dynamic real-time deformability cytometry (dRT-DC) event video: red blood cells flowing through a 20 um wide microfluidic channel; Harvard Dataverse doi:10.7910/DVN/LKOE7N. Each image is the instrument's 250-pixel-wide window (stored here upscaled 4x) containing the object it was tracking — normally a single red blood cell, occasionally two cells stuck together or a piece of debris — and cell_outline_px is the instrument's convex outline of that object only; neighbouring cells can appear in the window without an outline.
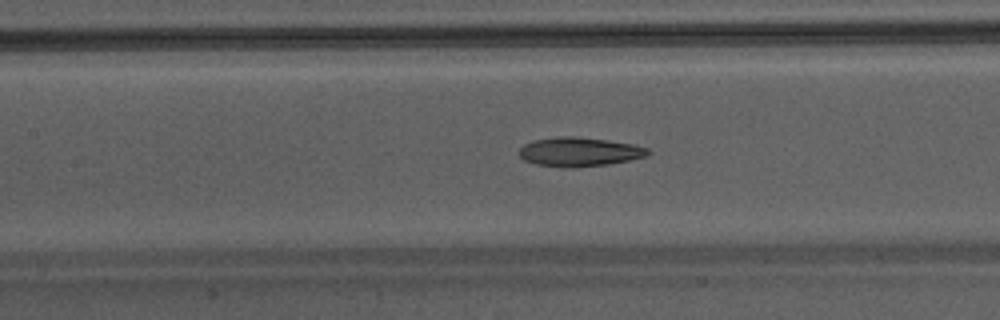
{"species": "Egyptian fruit bat (a non-hibernating species)", "species_latin": "Rousettus aegyptiacus", "temperature_condition": "warm", "stored_images_in_passage": 30, "camera_frame_rate_fps": 3000, "um_per_image_px": 0.085, "animal": {"sex": "male"}, "frame": {"image": 1, "passage_image": 13, "time_ms": 4.0, "image_size_px": [1000, 320], "cell_outline_px": [[652, 152], [648, 156], [608, 164], [572, 168], [564, 168], [536, 164], [524, 160], [520, 156], [520, 148], [524, 144], [532, 140], [560, 136], [572, 136], [608, 140], [632, 144], [648, 148]], "centroid_in_image_um": [49.25, 12.91], "position_along_channel_um": 158.2, "area_um2": 21.91}}
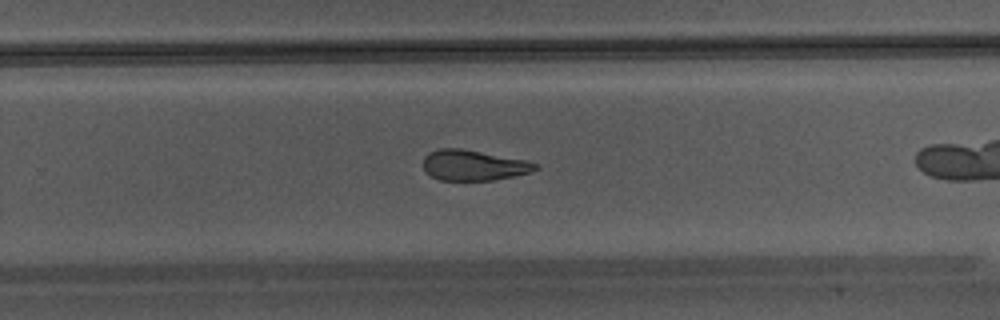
{"frame": {"image": 2, "passage_image": 22, "time_ms": 7.0, "image_size_px": [1000, 320], "cell_outline_px": [[540, 168], [532, 172], [492, 180], [440, 180], [424, 172], [424, 156], [428, 152], [440, 148], [460, 148], [524, 160], [540, 164]], "centroid_in_image_um": [40.24, 14.05], "position_along_channel_um": 289.6, "area_um2": 19.88}}